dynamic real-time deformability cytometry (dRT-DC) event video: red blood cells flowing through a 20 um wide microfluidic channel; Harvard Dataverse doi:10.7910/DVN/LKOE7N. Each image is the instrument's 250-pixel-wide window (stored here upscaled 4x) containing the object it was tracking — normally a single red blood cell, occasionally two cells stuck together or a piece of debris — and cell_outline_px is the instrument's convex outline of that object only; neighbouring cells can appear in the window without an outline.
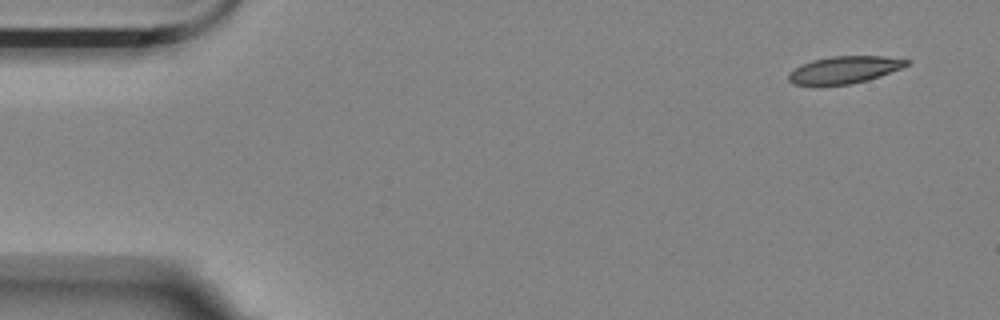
{"species": "Egyptian fruit bat (a non-hibernating species)", "species_latin": "Rousettus aegyptiacus", "temperature_condition": "room temperature", "stored_images_in_passage": 7, "camera_frame_rate_fps": 3000, "um_per_image_px": 0.085, "animal": {"sex": "female"}, "frame": {"image": 1, "passage_image": 1, "time_ms": 0.0, "image_size_px": [1000, 320], "cell_outline_px": [[912, 60], [908, 64], [900, 68], [880, 76], [868, 80], [848, 84], [792, 84], [788, 80], [788, 72], [800, 64], [812, 60], [832, 56], [884, 56]], "centroid_in_image_um": [71.75, 5.91], "position_along_channel_um": 13.2, "area_um2": 18.55}}
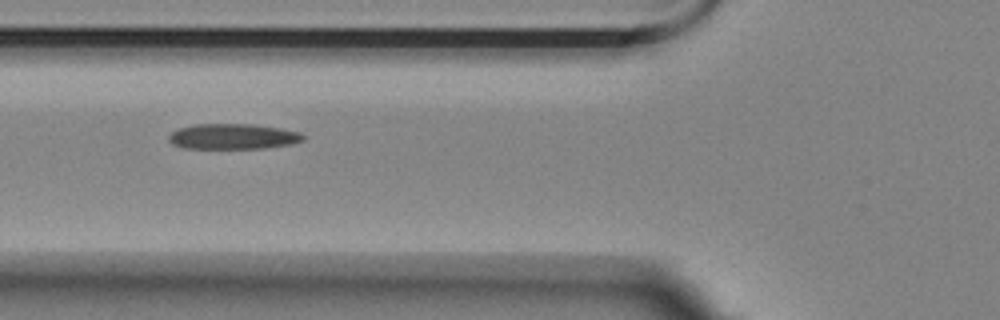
{"frame": {"image": 2, "passage_image": 6, "time_ms": 1.667, "image_size_px": [1000, 320], "cell_outline_px": [[304, 140], [292, 144], [264, 148], [180, 148], [172, 144], [168, 140], [168, 136], [172, 132], [180, 128], [196, 124], [252, 124], [280, 128], [300, 132], [304, 136]], "centroid_in_image_um": [19.8, 11.6], "position_along_channel_um": 106.0, "area_um2": 19.94}}
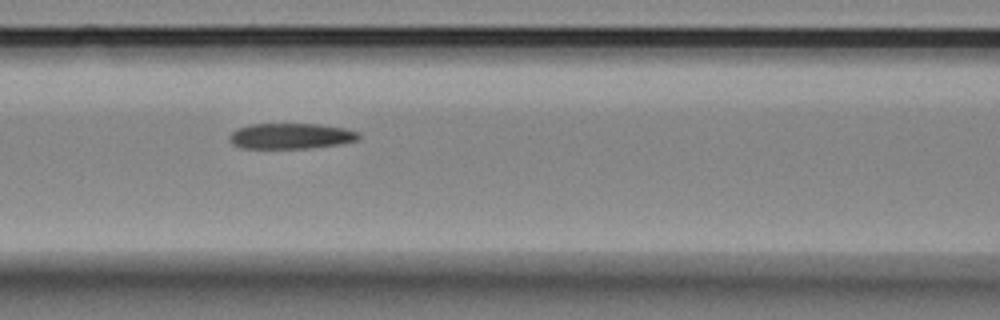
{"frame": {"image": 3, "passage_image": 7, "time_ms": 2.0, "image_size_px": [1000, 320], "cell_outline_px": [[360, 136], [356, 140], [336, 144], [308, 148], [240, 148], [232, 144], [228, 140], [228, 136], [236, 128], [248, 124], [320, 124], [344, 128], [360, 132]], "centroid_in_image_um": [24.65, 11.55], "position_along_channel_um": 141.9, "area_um2": 19.36}}